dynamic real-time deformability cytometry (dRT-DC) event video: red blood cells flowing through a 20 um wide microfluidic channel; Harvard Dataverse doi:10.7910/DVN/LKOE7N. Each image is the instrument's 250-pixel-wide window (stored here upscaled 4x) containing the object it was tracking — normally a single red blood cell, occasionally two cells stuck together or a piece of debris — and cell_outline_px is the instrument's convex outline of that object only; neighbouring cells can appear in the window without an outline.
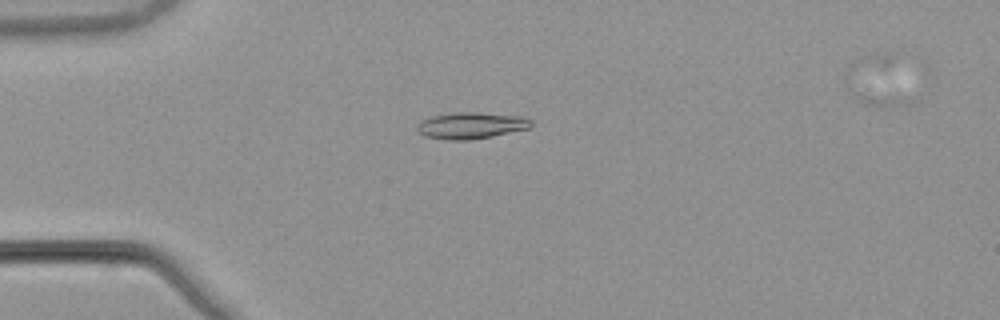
{"species": "common noctule bat (a hibernating species)", "species_latin": "Nyctalus noctula", "temperature_condition": "warm", "stored_images_in_passage": 54, "camera_frame_rate_fps": 3000, "um_per_image_px": 0.085, "animal": {"sex": "male", "body_mass_g": 21.5, "forearm_length_mm": 52.0}, "frame": {"image": 1, "passage_image": 15, "time_ms": 4.667, "image_size_px": [1000, 320], "cell_outline_px": [[532, 124], [528, 128], [492, 136], [468, 140], [448, 140], [424, 136], [416, 128], [416, 124], [420, 120], [432, 116], [456, 112], [476, 112], [524, 116], [532, 120]], "centroid_in_image_um": [40.02, 10.66], "position_along_channel_um": 45.0, "area_um2": 17.63}}
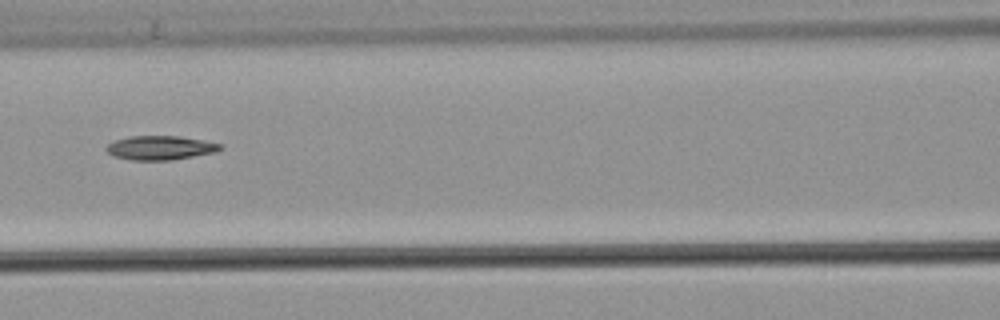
{"frame": {"image": 2, "passage_image": 25, "time_ms": 8.0, "image_size_px": [1000, 320], "cell_outline_px": [[224, 148], [216, 152], [172, 160], [132, 160], [112, 156], [104, 148], [108, 144], [116, 140], [128, 136], [180, 136], [220, 144]], "centroid_in_image_um": [13.6, 12.57], "position_along_channel_um": 153.0, "area_um2": 15.95}}
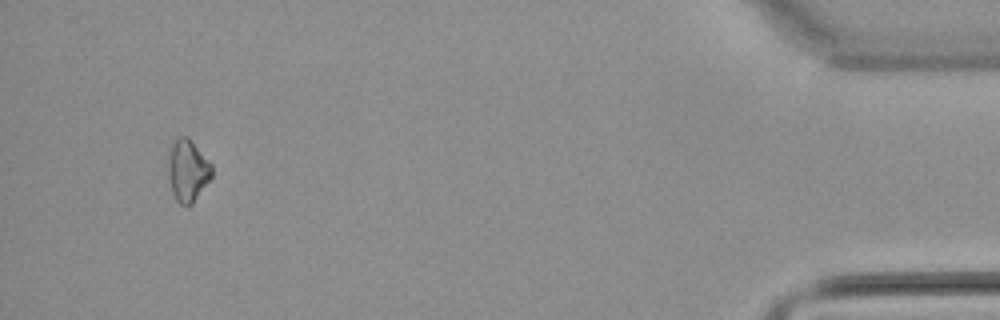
{"frame": {"image": 3, "passage_image": 51, "time_ms": 16.667, "image_size_px": [1000, 320], "cell_outline_px": [[212, 176], [192, 204], [180, 204], [176, 200], [172, 192], [168, 180], [168, 148], [176, 136], [188, 136], [212, 164]], "centroid_in_image_um": [15.92, 14.44], "position_along_channel_um": 419.3, "area_um2": 16.01}}